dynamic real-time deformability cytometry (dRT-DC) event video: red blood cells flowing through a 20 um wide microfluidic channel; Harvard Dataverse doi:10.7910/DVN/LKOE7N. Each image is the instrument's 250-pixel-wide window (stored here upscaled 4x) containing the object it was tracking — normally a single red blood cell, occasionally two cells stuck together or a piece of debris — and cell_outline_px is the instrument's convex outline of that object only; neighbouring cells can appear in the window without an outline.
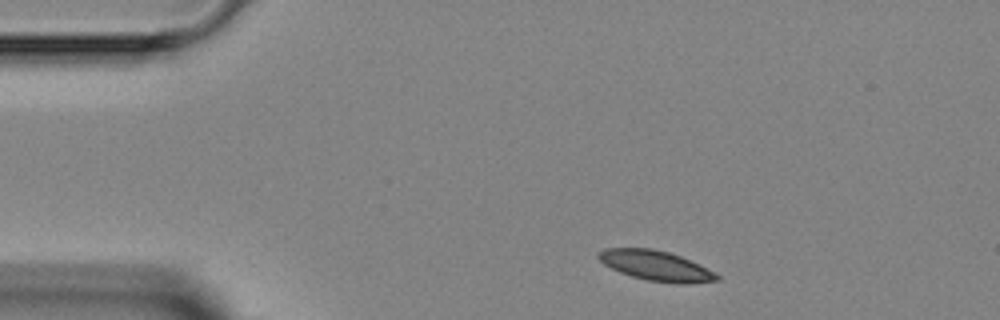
{"species": "Egyptian fruit bat (a non-hibernating species)", "species_latin": "Rousettus aegyptiacus", "temperature_condition": "room temperature", "stored_images_in_passage": 2, "camera_frame_rate_fps": 3000, "um_per_image_px": 0.085, "animal": {"sex": "female"}, "frame": {"image": 1, "passage_image": 1, "time_ms": 0.0, "image_size_px": [1000, 320], "cell_outline_px": [[720, 280], [688, 284], [676, 284], [648, 280], [632, 276], [620, 272], [604, 264], [596, 256], [596, 252], [604, 248], [652, 248], [668, 252], [680, 256], [716, 272], [720, 276]], "centroid_in_image_um": [55.76, 22.58], "position_along_channel_um": 29.2, "area_um2": 20.81}}